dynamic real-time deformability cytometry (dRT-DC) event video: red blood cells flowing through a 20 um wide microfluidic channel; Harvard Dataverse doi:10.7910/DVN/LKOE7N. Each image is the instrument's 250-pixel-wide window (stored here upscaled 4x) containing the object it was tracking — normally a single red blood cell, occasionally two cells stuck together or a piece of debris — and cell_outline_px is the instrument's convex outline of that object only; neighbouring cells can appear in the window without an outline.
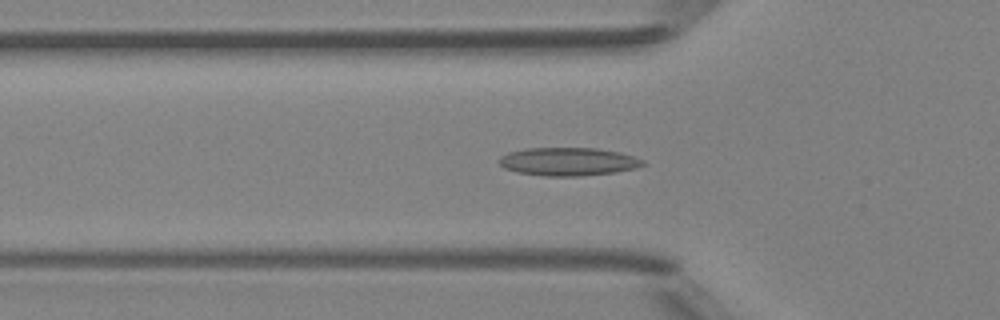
{"species": "Egyptian fruit bat (a non-hibernating species)", "species_latin": "Rousettus aegyptiacus", "temperature_condition": "room temperature", "stored_images_in_passage": 40, "camera_frame_rate_fps": 3000, "um_per_image_px": 0.085, "animal": {"sex": "female"}, "frame": {"image": 1, "passage_image": 8, "time_ms": 2.333, "image_size_px": [1000, 320], "cell_outline_px": [[644, 164], [636, 168], [616, 172], [580, 176], [544, 176], [520, 172], [504, 168], [500, 164], [500, 156], [508, 152], [524, 148], [596, 148], [620, 152], [644, 160]], "centroid_in_image_um": [48.3, 13.73], "position_along_channel_um": 77.5, "area_um2": 23.52}}
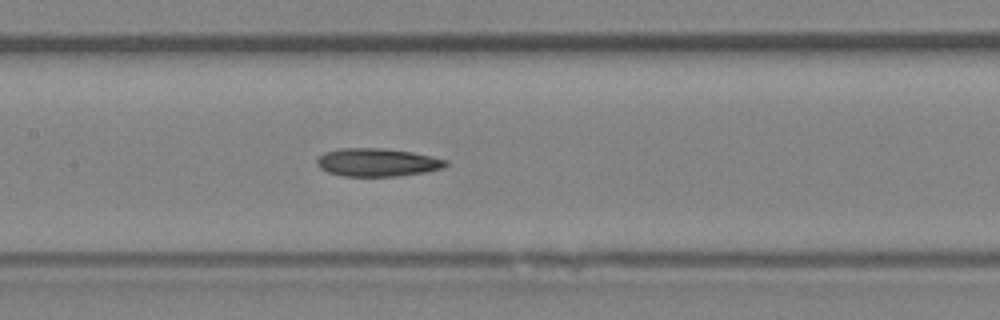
{"frame": {"image": 2, "passage_image": 15, "time_ms": 4.667, "image_size_px": [1000, 320], "cell_outline_px": [[448, 164], [444, 168], [424, 172], [396, 176], [340, 176], [328, 172], [320, 168], [316, 164], [316, 160], [324, 152], [340, 148], [384, 148], [412, 152], [432, 156], [448, 160]], "centroid_in_image_um": [32.07, 13.8], "position_along_channel_um": 175.3, "area_um2": 21.21}}
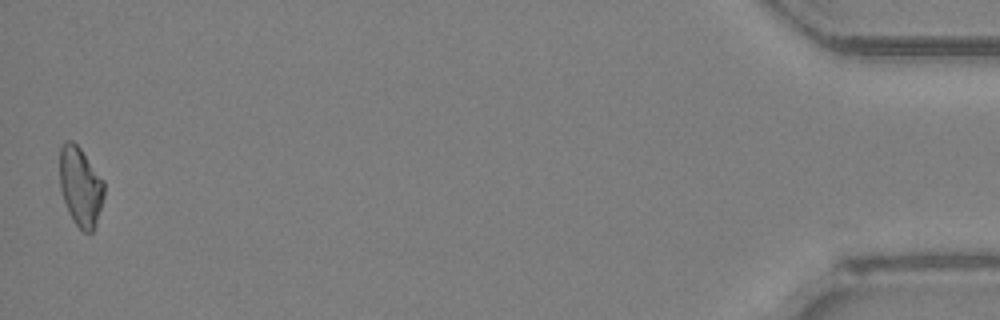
{"frame": {"image": 3, "passage_image": 40, "time_ms": 13.0, "image_size_px": [1000, 320], "cell_outline_px": [[104, 196], [96, 224], [92, 232], [84, 232], [72, 220], [68, 212], [60, 188], [60, 144], [64, 140], [72, 140], [80, 148], [104, 180]], "centroid_in_image_um": [6.83, 15.83], "position_along_channel_um": 428.4, "area_um2": 20.58}}